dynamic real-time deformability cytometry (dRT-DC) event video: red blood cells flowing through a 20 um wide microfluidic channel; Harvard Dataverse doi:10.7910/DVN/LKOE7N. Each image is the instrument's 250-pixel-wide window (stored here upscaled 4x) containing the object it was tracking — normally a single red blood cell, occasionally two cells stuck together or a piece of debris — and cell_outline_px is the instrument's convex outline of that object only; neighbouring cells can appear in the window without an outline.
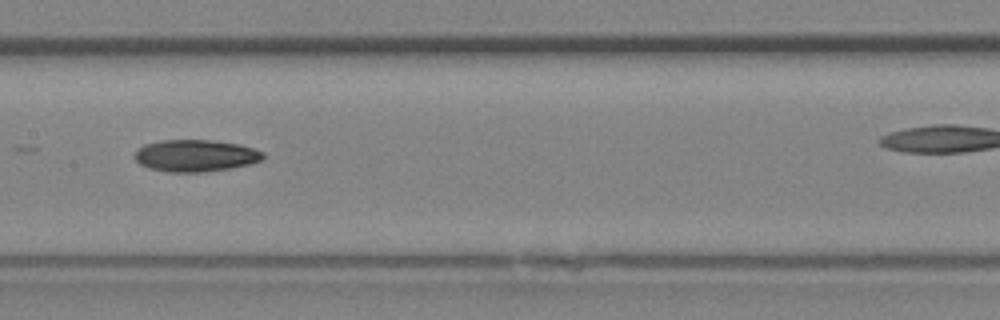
{"species": "Egyptian fruit bat (a non-hibernating species)", "species_latin": "Rousettus aegyptiacus", "temperature_condition": "room temperature", "stored_images_in_passage": 20, "camera_frame_rate_fps": 3000, "um_per_image_px": 0.085, "animal": {"sex": "female"}, "frame": {"image": 1, "passage_image": 10, "time_ms": 3.0, "image_size_px": [1000, 320], "cell_outline_px": [[264, 156], [260, 160], [252, 164], [232, 168], [204, 172], [168, 172], [148, 168], [140, 164], [132, 156], [144, 144], [164, 140], [212, 140], [240, 144], [264, 152]], "centroid_in_image_um": [16.62, 13.23], "position_along_channel_um": 190.8, "area_um2": 23.99}}